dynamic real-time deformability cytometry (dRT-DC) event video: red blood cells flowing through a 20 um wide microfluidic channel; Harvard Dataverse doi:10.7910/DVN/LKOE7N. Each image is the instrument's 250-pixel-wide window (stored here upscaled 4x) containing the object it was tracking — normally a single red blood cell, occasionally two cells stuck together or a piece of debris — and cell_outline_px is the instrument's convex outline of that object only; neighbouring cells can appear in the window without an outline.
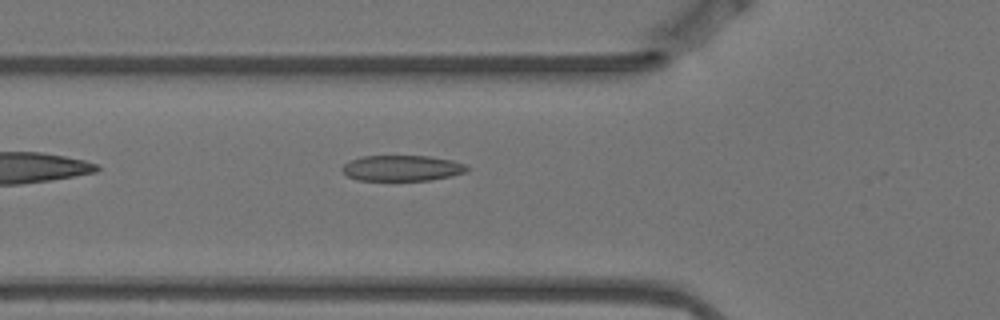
{"species": "Egyptian fruit bat (a non-hibernating species)", "species_latin": "Rousettus aegyptiacus", "temperature_condition": "warm", "stored_images_in_passage": 3, "camera_frame_rate_fps": 3000, "um_per_image_px": 0.085, "animal": {"sex": "female"}, "frame": {"image": 1, "passage_image": 3, "time_ms": 0.667, "image_size_px": [1000, 320], "cell_outline_px": [[468, 172], [452, 176], [428, 180], [356, 180], [348, 176], [340, 168], [344, 164], [360, 156], [428, 156], [452, 160], [464, 164], [468, 168]], "centroid_in_image_um": [34.18, 14.29], "position_along_channel_um": 91.6, "area_um2": 18.67}}